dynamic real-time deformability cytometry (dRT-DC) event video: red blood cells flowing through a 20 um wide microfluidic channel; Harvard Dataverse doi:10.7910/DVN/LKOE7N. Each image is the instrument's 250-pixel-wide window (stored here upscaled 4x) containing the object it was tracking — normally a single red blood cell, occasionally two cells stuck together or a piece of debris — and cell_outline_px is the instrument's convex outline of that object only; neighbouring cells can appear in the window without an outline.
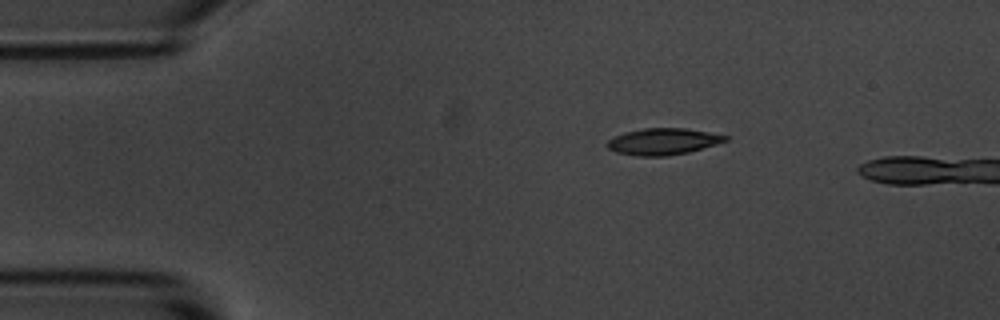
{"species": "common noctule bat (a hibernating species)", "species_latin": "Nyctalus noctula", "temperature_condition": "room temperature", "stored_images_in_passage": 10, "camera_frame_rate_fps": 3000, "um_per_image_px": 0.085, "animal": {"sex": "male", "body_mass_g": 20.1, "forearm_length_mm": 53.5}, "frame": {"image": 1, "passage_image": 1, "time_ms": 0.0, "image_size_px": [1000, 320], "cell_outline_px": [[728, 140], [716, 144], [688, 152], [668, 156], [640, 156], [616, 152], [608, 148], [608, 140], [624, 132], [644, 128], [684, 128], [708, 132], [728, 136]], "centroid_in_image_um": [56.36, 12.03], "position_along_channel_um": 28.6, "area_um2": 18.03}}
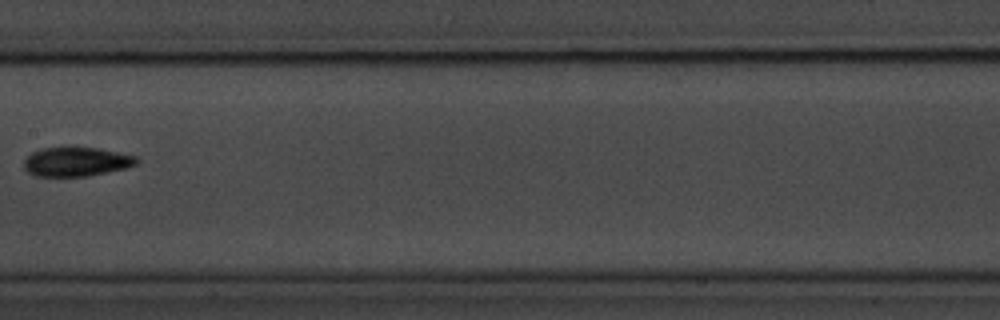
{"frame": {"image": 2, "passage_image": 6, "time_ms": 6.0, "image_size_px": [1000, 320], "cell_outline_px": [[140, 160], [136, 164], [124, 168], [84, 176], [36, 176], [28, 172], [24, 168], [24, 160], [32, 152], [44, 148], [68, 144], [100, 148], [136, 156]], "centroid_in_image_um": [6.46, 13.69], "position_along_channel_um": 200.9, "area_um2": 19.59}}
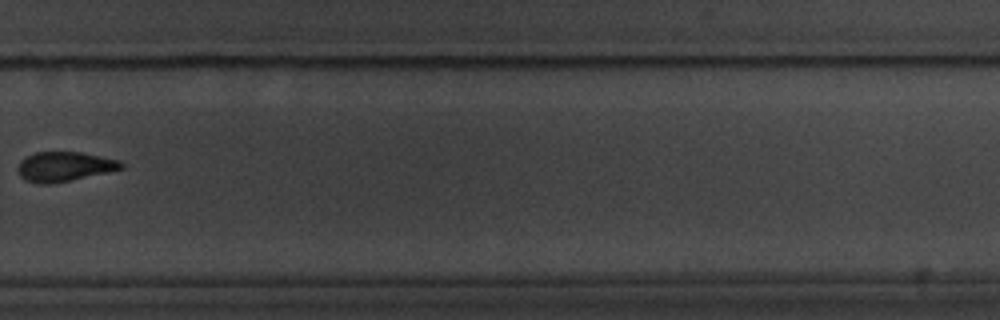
{"frame": {"image": 3, "passage_image": 9, "time_ms": 9.333, "image_size_px": [1000, 320], "cell_outline_px": [[124, 168], [68, 180], [48, 184], [40, 184], [28, 180], [20, 176], [16, 168], [20, 160], [36, 152], [80, 152], [120, 160], [124, 164]], "centroid_in_image_um": [5.45, 14.14], "position_along_channel_um": 324.4, "area_um2": 17.51}}